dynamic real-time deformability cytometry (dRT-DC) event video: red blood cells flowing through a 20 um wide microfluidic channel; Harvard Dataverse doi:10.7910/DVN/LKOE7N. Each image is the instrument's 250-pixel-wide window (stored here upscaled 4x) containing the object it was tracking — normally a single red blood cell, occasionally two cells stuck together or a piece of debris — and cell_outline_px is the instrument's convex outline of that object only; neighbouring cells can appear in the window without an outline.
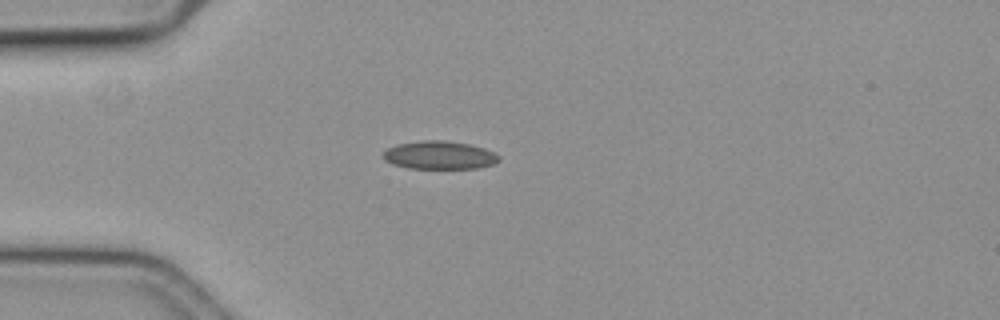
{"species": "common noctule bat (a hibernating species)", "species_latin": "Nyctalus noctula", "temperature_condition": "cold", "stored_images_in_passage": 53, "camera_frame_rate_fps": 3000, "um_per_image_px": 0.085, "animal": {"sex": "female", "body_mass_g": 19.3, "forearm_length_mm": 54.1}, "frame": {"image": 1, "passage_image": 12, "time_ms": 3.667, "image_size_px": [1000, 320], "cell_outline_px": [[500, 160], [496, 164], [476, 168], [408, 168], [392, 164], [384, 160], [380, 156], [388, 148], [396, 144], [424, 140], [444, 140], [468, 144], [484, 148], [500, 156]], "centroid_in_image_um": [37.33, 13.19], "position_along_channel_um": 47.7, "area_um2": 19.07}}
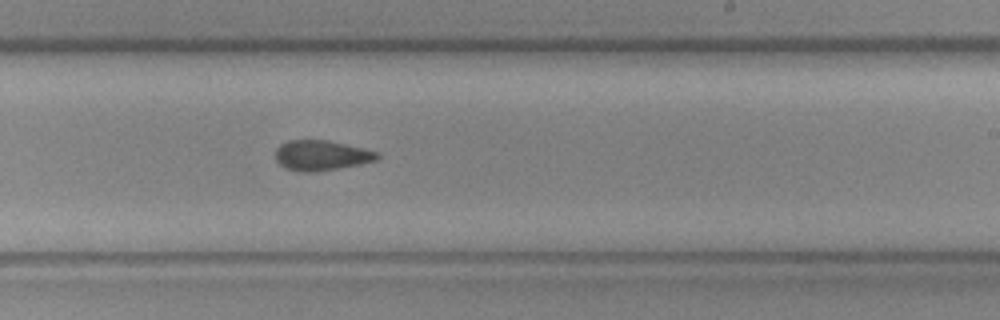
{"frame": {"image": 2, "passage_image": 31, "time_ms": 10.0, "image_size_px": [1000, 320], "cell_outline_px": [[380, 156], [376, 160], [360, 164], [340, 168], [316, 172], [300, 172], [284, 168], [276, 160], [276, 148], [280, 144], [288, 140], [328, 140], [364, 148], [380, 152]], "centroid_in_image_um": [27.32, 13.21], "position_along_channel_um": 261.7, "area_um2": 18.09}}
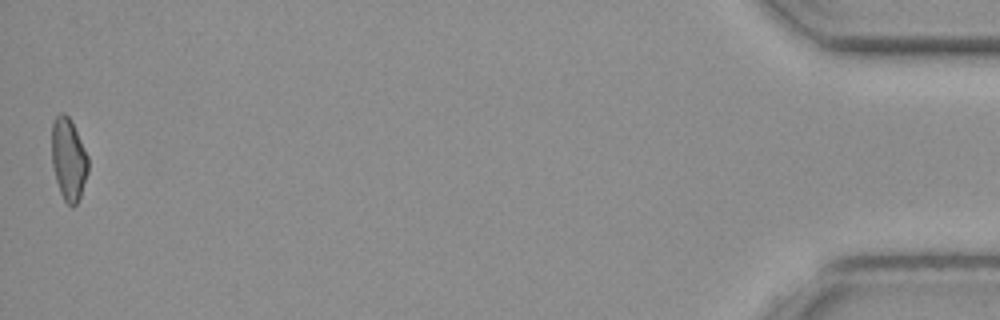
{"frame": {"image": 3, "passage_image": 53, "time_ms": 17.333, "image_size_px": [1000, 320], "cell_outline_px": [[88, 172], [80, 196], [76, 204], [72, 208], [64, 200], [60, 192], [56, 180], [52, 164], [52, 124], [56, 116], [60, 112], [64, 112], [68, 116], [88, 156]], "centroid_in_image_um": [5.82, 13.55], "position_along_channel_um": 429.4, "area_um2": 17.22}, "authors_computed_cell_mechanics": {"area_um2": 18.1492, "velocity_mm_per_s": 3.6483, "shape_relaxation_time_tau1_ms": null, "shape_relaxation_time_tau2_ms": 6.1247, "deformation_change_tau1": null, "deformation_change_tau2": 0.1103}}